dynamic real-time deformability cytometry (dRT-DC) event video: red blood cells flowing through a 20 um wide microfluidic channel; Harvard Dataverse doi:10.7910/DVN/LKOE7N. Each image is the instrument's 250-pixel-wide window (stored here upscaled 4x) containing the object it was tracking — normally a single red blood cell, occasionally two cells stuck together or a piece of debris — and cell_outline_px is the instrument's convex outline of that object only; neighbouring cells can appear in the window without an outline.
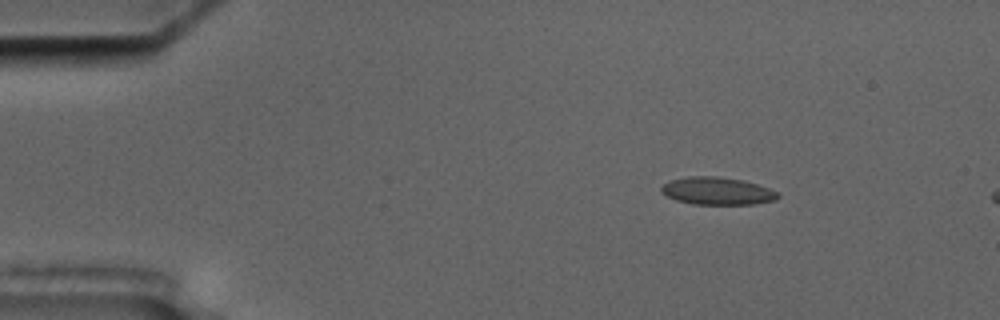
{"species": "common noctule bat (a hibernating species)", "species_latin": "Nyctalus noctula", "temperature_condition": "cold", "stored_images_in_passage": 3, "camera_frame_rate_fps": 3000, "um_per_image_px": 0.085, "animal": {"sex": "male", "body_mass_g": 17.5, "forearm_length_mm": 52.3}, "frame": {"image": 1, "passage_image": 1, "time_ms": 0.0, "image_size_px": [1000, 320], "cell_outline_px": [[780, 196], [776, 200], [756, 204], [692, 204], [676, 200], [660, 192], [660, 188], [668, 180], [688, 176], [716, 176], [740, 180], [756, 184], [768, 188], [776, 192]], "centroid_in_image_um": [60.93, 16.23], "position_along_channel_um": 24.1, "area_um2": 18.67}}